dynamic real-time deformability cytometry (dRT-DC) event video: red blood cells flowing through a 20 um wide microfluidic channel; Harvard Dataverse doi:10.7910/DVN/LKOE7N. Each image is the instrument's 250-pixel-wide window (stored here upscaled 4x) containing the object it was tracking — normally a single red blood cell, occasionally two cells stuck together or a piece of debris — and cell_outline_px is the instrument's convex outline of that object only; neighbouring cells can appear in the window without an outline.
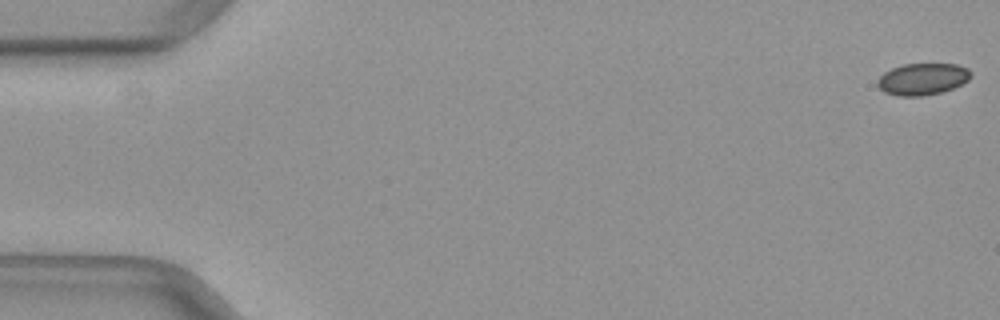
{"species": "common noctule bat (a hibernating species)", "species_latin": "Nyctalus noctula", "temperature_condition": "warm", "stored_images_in_passage": 51, "camera_frame_rate_fps": 3000, "um_per_image_px": 0.085, "animal": {"sex": "female", "body_mass_g": 29.2, "forearm_length_mm": 56.3}, "frame": {"image": 1, "passage_image": 1, "time_ms": 0.0, "image_size_px": [1000, 320], "cell_outline_px": [[972, 76], [968, 80], [952, 88], [940, 92], [924, 96], [896, 96], [884, 92], [876, 84], [876, 80], [884, 72], [892, 68], [904, 64], [956, 64], [968, 68], [972, 72]], "centroid_in_image_um": [78.4, 6.72], "position_along_channel_um": 6.6, "area_um2": 17.34}}
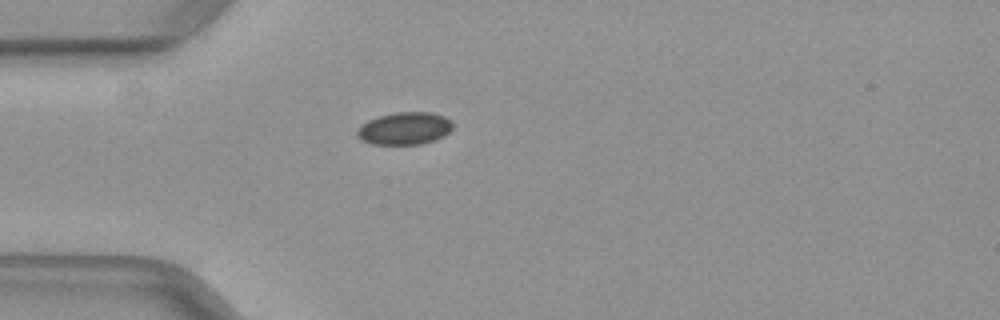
{"frame": {"image": 2, "passage_image": 15, "time_ms": 4.667, "image_size_px": [1000, 320], "cell_outline_px": [[452, 128], [444, 136], [420, 144], [372, 144], [360, 140], [356, 136], [356, 128], [360, 124], [368, 120], [380, 116], [396, 112], [432, 112], [444, 116], [452, 120]], "centroid_in_image_um": [34.35, 10.91], "position_along_channel_um": 50.6, "area_um2": 18.21}}
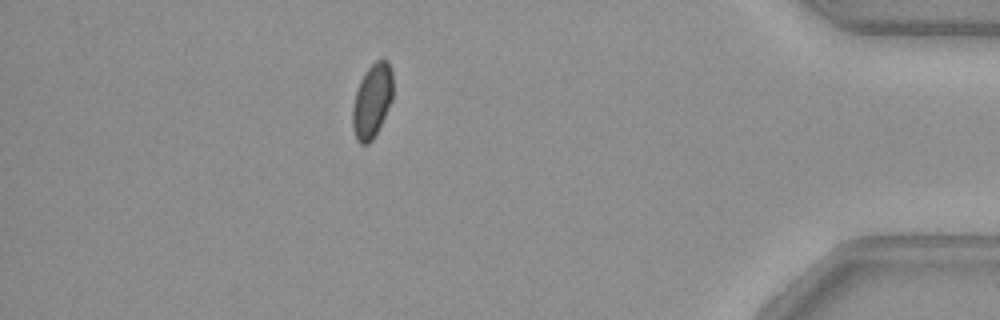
{"frame": {"image": 3, "passage_image": 45, "time_ms": 14.667, "image_size_px": [1000, 320], "cell_outline_px": [[392, 100], [372, 140], [368, 144], [360, 144], [356, 140], [352, 128], [352, 104], [360, 80], [368, 68], [376, 60], [388, 60], [392, 68]], "centroid_in_image_um": [31.61, 8.57], "position_along_channel_um": 403.6, "area_um2": 17.4}}